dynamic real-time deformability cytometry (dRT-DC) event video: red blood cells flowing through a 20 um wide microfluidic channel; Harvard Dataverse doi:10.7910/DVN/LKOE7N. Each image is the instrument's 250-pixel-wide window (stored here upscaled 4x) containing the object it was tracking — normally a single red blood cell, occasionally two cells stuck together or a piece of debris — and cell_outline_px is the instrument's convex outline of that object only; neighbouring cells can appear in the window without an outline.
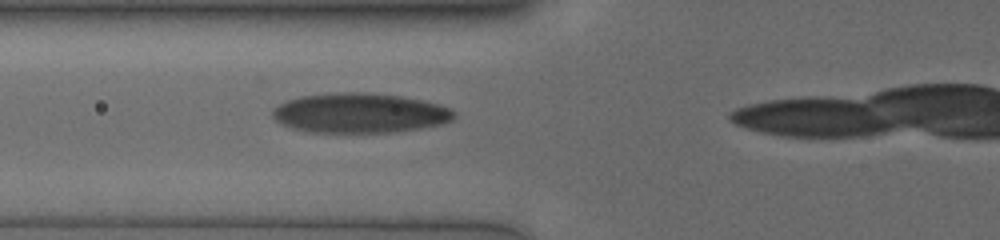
{"species": "human", "species_latin": "Homo sapiens", "temperature_condition": "cold", "stored_images_in_passage": 31, "camera_frame_rate_fps": 3000, "um_per_image_px": 0.085, "donor": {"sex": "male"}, "frame": {"image": 1, "passage_image": 17, "time_ms": 5.333, "image_size_px": [1000, 240], "cell_outline_px": [[456, 116], [452, 120], [440, 124], [420, 128], [392, 132], [308, 132], [292, 128], [280, 124], [272, 116], [272, 112], [280, 104], [288, 100], [300, 96], [336, 92], [360, 92], [400, 96], [420, 100], [436, 104], [448, 108], [456, 112]], "centroid_in_image_um": [30.55, 9.61], "position_along_channel_um": 95.2, "area_um2": 41.79}}
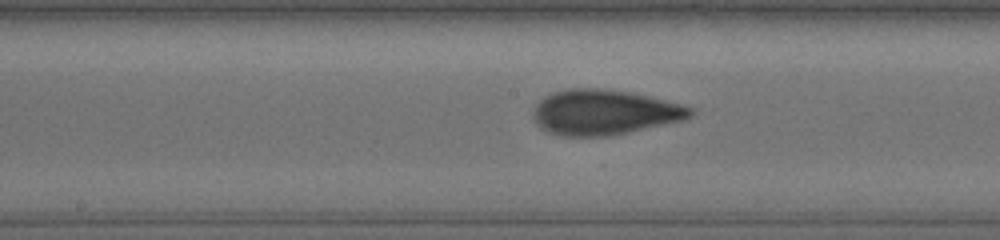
{"frame": {"image": 2, "passage_image": 25, "time_ms": 8.0, "image_size_px": [1000, 240], "cell_outline_px": [[696, 112], [692, 116], [680, 120], [628, 132], [608, 136], [560, 136], [548, 132], [540, 128], [532, 116], [532, 112], [536, 104], [544, 96], [552, 92], [572, 88], [596, 88], [628, 92], [684, 104], [696, 108]], "centroid_in_image_um": [51.34, 9.54], "position_along_channel_um": 196.9, "area_um2": 41.33}}
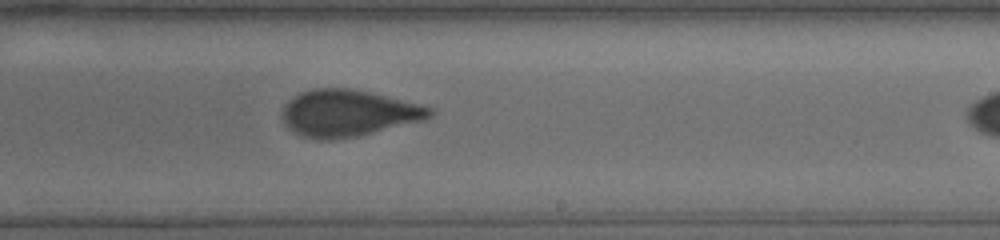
{"frame": {"image": 3, "passage_image": 30, "time_ms": 9.667, "image_size_px": [1000, 240], "cell_outline_px": [[436, 112], [432, 116], [424, 120], [360, 136], [332, 140], [320, 140], [304, 136], [288, 128], [284, 124], [284, 104], [292, 96], [300, 92], [312, 88], [348, 88], [368, 92], [432, 108]], "centroid_in_image_um": [29.58, 9.63], "position_along_channel_um": 259.4, "area_um2": 39.88}}